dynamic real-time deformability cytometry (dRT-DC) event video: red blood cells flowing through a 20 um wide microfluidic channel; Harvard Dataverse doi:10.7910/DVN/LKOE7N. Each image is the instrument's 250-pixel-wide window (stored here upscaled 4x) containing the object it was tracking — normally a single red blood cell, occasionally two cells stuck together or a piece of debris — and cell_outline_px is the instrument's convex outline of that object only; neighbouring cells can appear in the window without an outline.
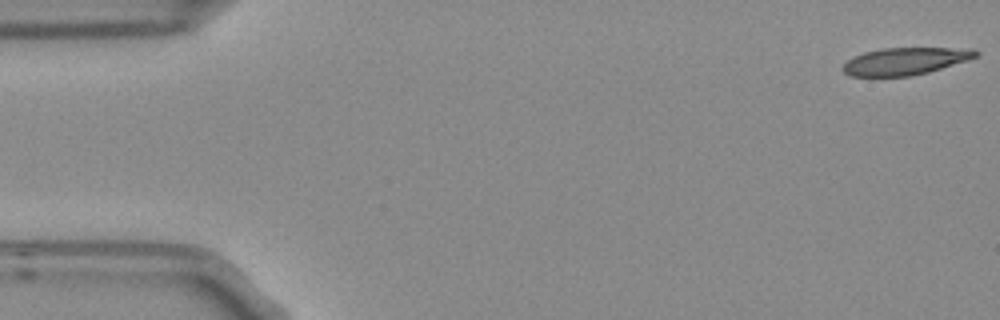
{"species": "Egyptian fruit bat (a non-hibernating species)", "species_latin": "Rousettus aegyptiacus", "temperature_condition": "room temperature", "stored_images_in_passage": 5, "segment_of_instrument_passage": [1, 2], "camera_frame_rate_fps": 3000, "um_per_image_px": 0.085, "frame": {"image": 1, "passage_image": 1, "time_ms": 0.0, "image_size_px": [1000, 320], "cell_outline_px": [[980, 52], [976, 56], [968, 60], [928, 72], [908, 76], [852, 76], [844, 72], [840, 68], [852, 56], [864, 52], [880, 48], [976, 48]], "centroid_in_image_um": [76.94, 5.19], "position_along_channel_um": 8.1, "area_um2": 21.15}}